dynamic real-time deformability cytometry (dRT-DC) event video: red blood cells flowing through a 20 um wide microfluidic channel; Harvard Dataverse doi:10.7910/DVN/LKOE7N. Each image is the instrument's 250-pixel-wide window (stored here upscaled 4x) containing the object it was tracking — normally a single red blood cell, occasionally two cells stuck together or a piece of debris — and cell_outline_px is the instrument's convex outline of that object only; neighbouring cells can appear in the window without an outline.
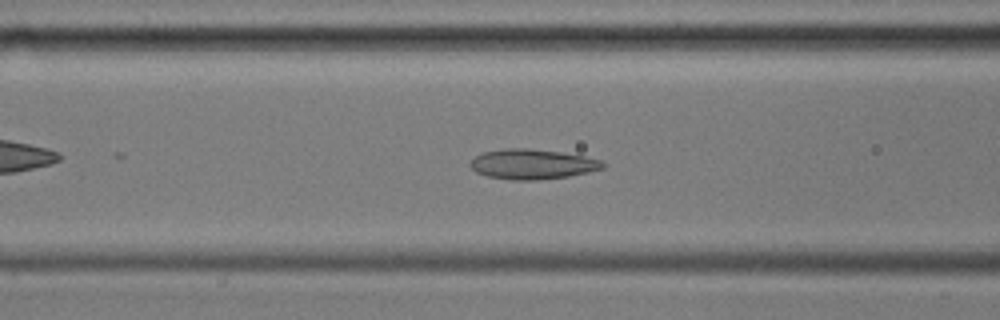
{"species": "common noctule bat (a hibernating species)", "species_latin": "Nyctalus noctula", "temperature_condition": "cold", "stored_images_in_passage": 55, "camera_frame_rate_fps": 3000, "um_per_image_px": 0.085, "animal": {"sex": "male", "body_mass_g": 17.9, "forearm_length_mm": 54.2}, "frame": {"image": 1, "passage_image": 20, "time_ms": 6.333, "image_size_px": [1000, 320], "cell_outline_px": [[608, 164], [604, 168], [588, 172], [568, 176], [536, 180], [508, 180], [488, 176], [476, 172], [468, 164], [476, 156], [484, 152], [504, 148], [528, 148], [560, 152], [584, 156], [600, 160]], "centroid_in_image_um": [45.25, 13.95], "position_along_channel_um": 121.3, "area_um2": 23.18}}
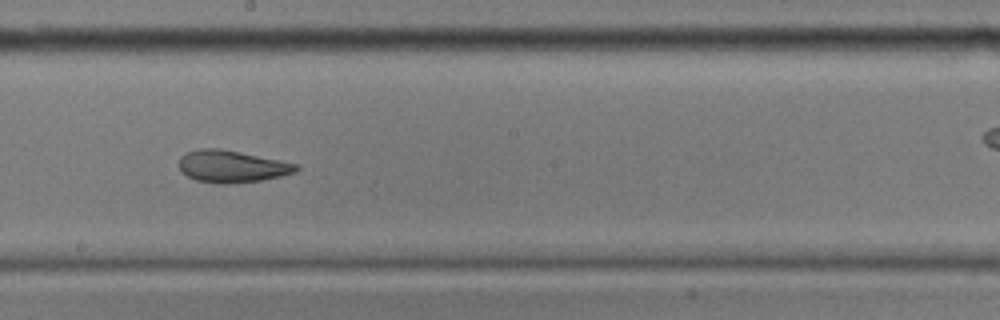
{"frame": {"image": 2, "passage_image": 29, "time_ms": 9.333, "image_size_px": [1000, 320], "cell_outline_px": [[300, 168], [296, 172], [280, 176], [260, 180], [224, 184], [216, 184], [196, 180], [188, 176], [180, 168], [180, 156], [188, 152], [200, 148], [220, 148], [300, 164]], "centroid_in_image_um": [19.74, 14.14], "position_along_channel_um": 228.5, "area_um2": 21.79}}
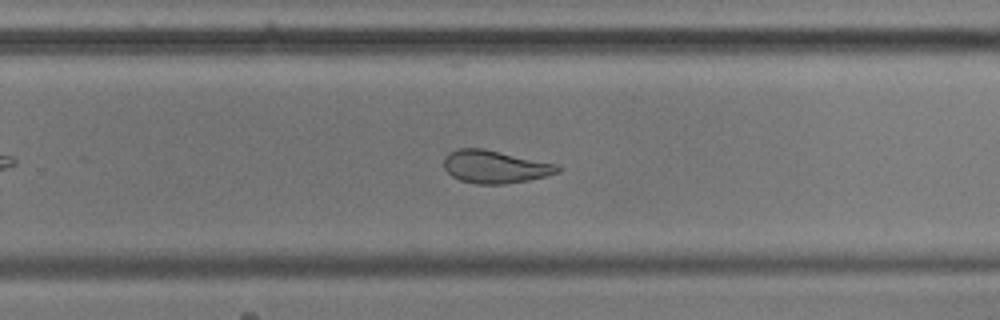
{"frame": {"image": 3, "passage_image": 34, "time_ms": 11.0, "image_size_px": [1000, 320], "cell_outline_px": [[560, 172], [528, 180], [504, 184], [476, 184], [460, 180], [452, 176], [444, 168], [444, 156], [448, 152], [456, 148], [484, 148], [560, 164]], "centroid_in_image_um": [42.07, 14.16], "position_along_channel_um": 287.7, "area_um2": 22.02}, "authors_computed_cell_mechanics": {"area_um2": 25.143, "velocity_mm_per_s": 3.5742, "shape_relaxation_time_tau1_ms": 10.5888, "shape_relaxation_time_tau2_ms": 2.0664, "deformation_change_tau1": 0.1948, "deformation_change_tau2": 0.0899}}